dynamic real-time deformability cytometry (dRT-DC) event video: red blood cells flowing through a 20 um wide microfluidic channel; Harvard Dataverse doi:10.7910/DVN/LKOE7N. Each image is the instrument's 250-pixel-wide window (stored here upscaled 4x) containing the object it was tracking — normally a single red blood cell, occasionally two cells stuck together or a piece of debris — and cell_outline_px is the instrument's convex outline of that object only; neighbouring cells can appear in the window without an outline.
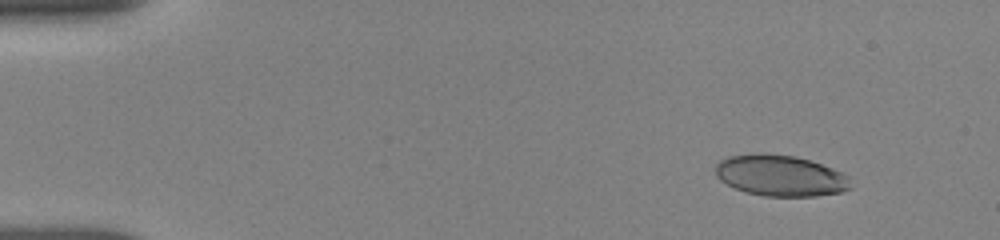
{"species": "human", "species_latin": "Homo sapiens", "temperature_condition": "room temperature", "stored_images_in_passage": 89, "camera_frame_rate_fps": 3000, "um_per_image_px": 0.085, "donor": {"sex": "female"}, "frame": {"image": 1, "passage_image": 1, "time_ms": 0.0, "image_size_px": [1000, 240], "cell_outline_px": [[852, 188], [840, 192], [816, 196], [764, 196], [748, 192], [736, 188], [720, 180], [716, 176], [716, 164], [720, 160], [728, 156], [756, 152], [764, 152], [792, 156], [808, 160], [832, 168], [848, 176]], "centroid_in_image_um": [66.31, 14.91], "position_along_channel_um": 18.7, "area_um2": 32.31}}
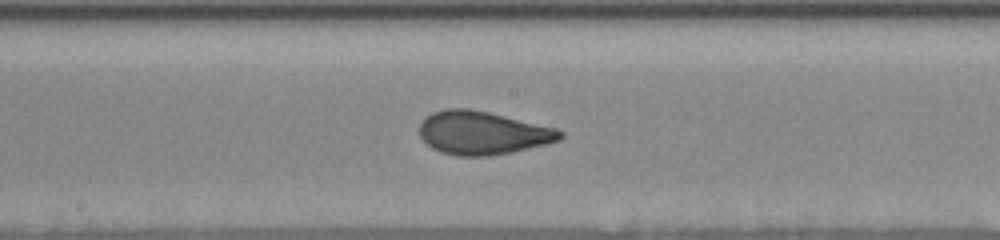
{"frame": {"image": 2, "passage_image": 43, "time_ms": 7.667, "image_size_px": [1000, 240], "cell_outline_px": [[564, 136], [560, 140], [548, 144], [488, 156], [456, 156], [440, 152], [432, 148], [420, 136], [420, 120], [424, 116], [432, 112], [444, 108], [468, 108], [488, 112], [556, 128], [564, 132]], "centroid_in_image_um": [40.99, 11.29], "position_along_channel_um": 207.2, "area_um2": 35.55}}
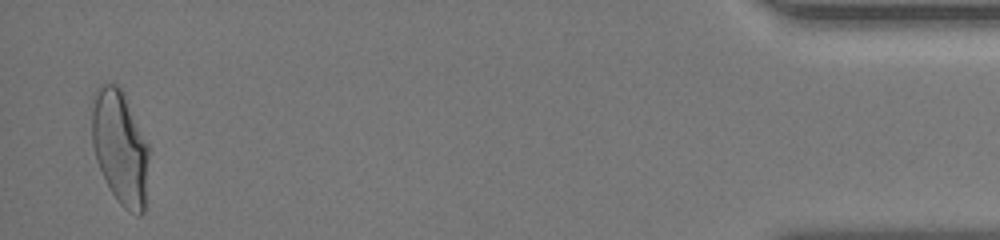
{"frame": {"image": 3, "passage_image": 87, "time_ms": 15.333, "image_size_px": [1000, 240], "cell_outline_px": [[148, 156], [144, 212], [140, 216], [136, 216], [124, 208], [116, 200], [104, 180], [96, 160], [92, 144], [92, 96], [96, 88], [100, 84], [116, 84], [124, 92], [148, 144]], "centroid_in_image_um": [10.18, 12.52], "position_along_channel_um": 425.0, "area_um2": 38.21}, "authors_computed_cell_mechanics": {"area_um2": 34.8534, "velocity_mm_per_s": 3.8354, "shape_relaxation_time_tau1_ms": 8.7842, "shape_relaxation_time_tau2_ms": 0.6657, "deformation_change_tau1": 0.2351, "deformation_change_tau2": 0.0689}}